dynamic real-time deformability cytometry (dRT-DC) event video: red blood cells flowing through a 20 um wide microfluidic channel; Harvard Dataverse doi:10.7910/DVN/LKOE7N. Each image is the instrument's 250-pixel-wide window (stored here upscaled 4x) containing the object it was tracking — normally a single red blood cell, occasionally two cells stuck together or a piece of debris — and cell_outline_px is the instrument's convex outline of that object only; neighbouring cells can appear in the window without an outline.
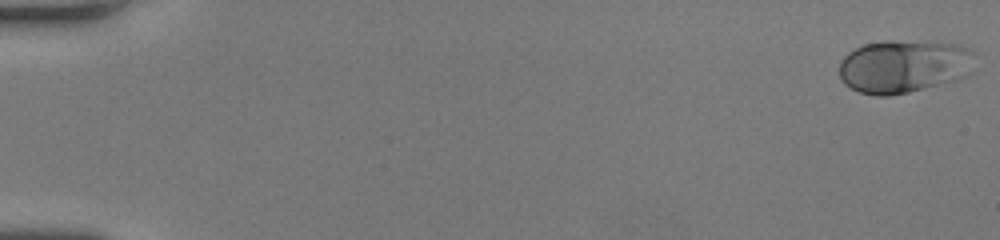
{"species": "human", "species_latin": "Homo sapiens", "temperature_condition": "room temperature", "stored_images_in_passage": 50, "camera_frame_rate_fps": 3000, "um_per_image_px": 0.085, "donor": {"sex": "female"}, "frame": {"image": 1, "passage_image": 1, "time_ms": 0.0, "image_size_px": [1000, 240], "cell_outline_px": [[976, 52], [972, 72], [956, 80], [908, 92], [888, 96], [876, 96], [860, 92], [844, 84], [840, 76], [840, 60], [848, 52], [864, 44], [880, 40], [928, 40], [956, 44], [968, 48]], "centroid_in_image_um": [76.85, 5.6], "position_along_channel_um": 8.1, "area_um2": 42.77}}
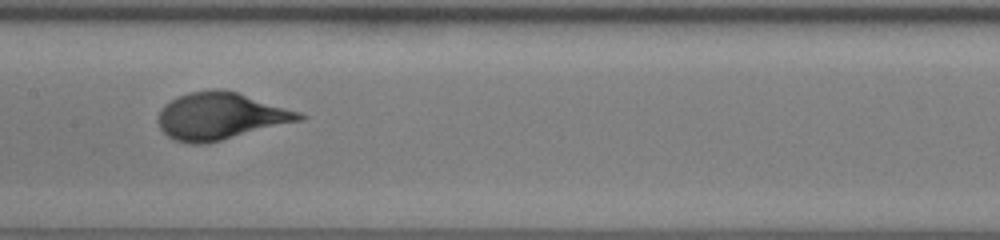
{"frame": {"image": 2, "passage_image": 27, "time_ms": 8.667, "image_size_px": [1000, 240], "cell_outline_px": [[308, 116], [304, 120], [208, 144], [188, 144], [176, 140], [168, 136], [160, 128], [156, 120], [160, 108], [164, 104], [176, 96], [188, 92], [212, 88], [216, 88], [236, 92], [300, 112]], "centroid_in_image_um": [18.72, 9.88], "position_along_channel_um": 188.7, "area_um2": 39.19}}
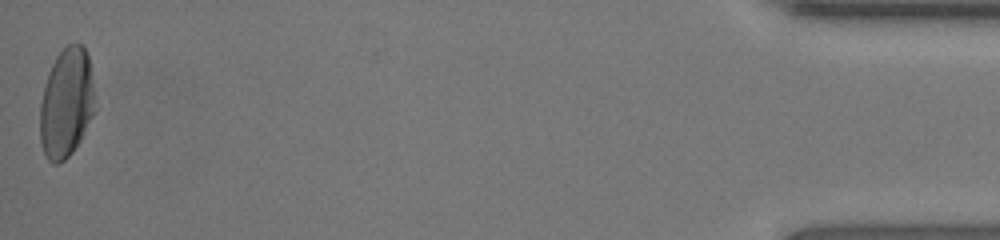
{"frame": {"image": 3, "passage_image": 50, "time_ms": 16.333, "image_size_px": [1000, 240], "cell_outline_px": [[96, 112], [80, 140], [72, 152], [64, 160], [56, 164], [52, 164], [48, 160], [40, 144], [40, 104], [44, 88], [52, 64], [56, 56], [68, 44], [84, 44], [88, 56]], "centroid_in_image_um": [5.65, 8.78], "position_along_channel_um": 429.6, "area_um2": 34.97}, "authors_computed_cell_mechanics": {"area_um2": 37.3677, "velocity_mm_per_s": 4.3097, "shape_relaxation_time_tau1_ms": 2.5506, "shape_relaxation_time_tau2_ms": null, "deformation_change_tau1": 0.1786, "deformation_change_tau2": null}}